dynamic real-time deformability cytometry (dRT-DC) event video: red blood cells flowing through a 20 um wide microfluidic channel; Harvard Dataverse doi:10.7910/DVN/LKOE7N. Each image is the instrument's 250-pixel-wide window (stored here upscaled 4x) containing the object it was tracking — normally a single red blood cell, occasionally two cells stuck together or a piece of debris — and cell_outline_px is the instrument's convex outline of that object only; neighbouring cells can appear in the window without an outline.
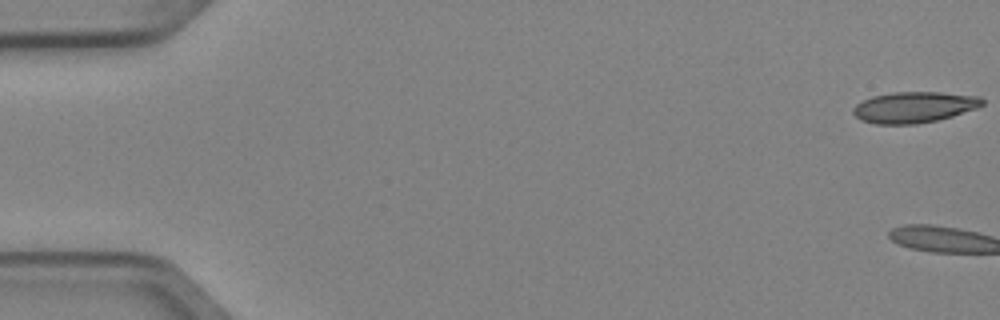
{"species": "Egyptian fruit bat (a non-hibernating species)", "species_latin": "Rousettus aegyptiacus", "temperature_condition": "cold", "stored_images_in_passage": 3, "camera_frame_rate_fps": 3000, "um_per_image_px": 0.085, "animal": {"sex": "female"}, "frame": {"image": 1, "passage_image": 1, "time_ms": 0.0, "image_size_px": [1000, 320], "cell_outline_px": [[984, 104], [976, 108], [952, 116], [936, 120], [916, 124], [876, 124], [860, 120], [852, 112], [852, 108], [856, 104], [872, 96], [892, 92], [940, 92], [980, 96], [984, 100]], "centroid_in_image_um": [77.69, 9.11], "position_along_channel_um": 7.3, "area_um2": 23.35}}